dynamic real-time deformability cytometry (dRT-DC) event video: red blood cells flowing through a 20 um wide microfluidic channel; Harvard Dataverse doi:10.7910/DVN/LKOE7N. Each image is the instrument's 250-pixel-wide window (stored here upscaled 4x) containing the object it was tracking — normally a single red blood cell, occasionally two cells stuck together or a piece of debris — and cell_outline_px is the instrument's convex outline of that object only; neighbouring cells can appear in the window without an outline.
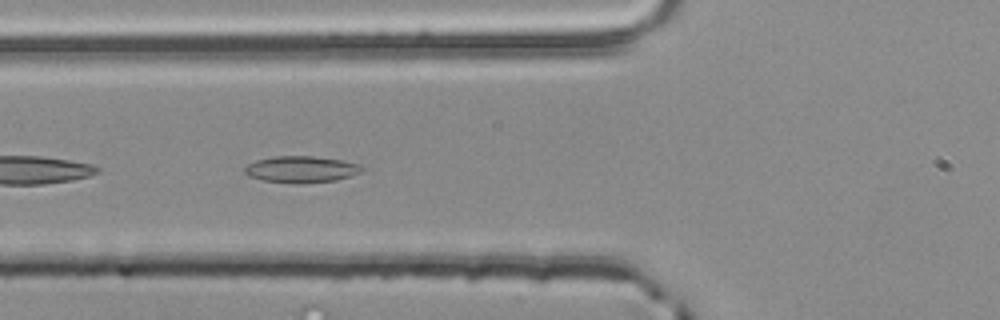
{"species": "common noctule bat (a hibernating species)", "species_latin": "Nyctalus noctula", "temperature_condition": "room temperature", "stored_images_in_passage": 38, "camera_frame_rate_fps": 3000, "um_per_image_px": 0.085, "animal": {"sex": "male", "body_mass_g": 20.4}, "frame": {"image": 1, "passage_image": 4, "time_ms": 1.0, "image_size_px": [1000, 320], "cell_outline_px": [[364, 168], [360, 172], [352, 176], [336, 180], [304, 184], [264, 180], [248, 176], [244, 172], [244, 168], [248, 164], [256, 160], [272, 156], [312, 156], [344, 160], [360, 164]], "centroid_in_image_um": [25.63, 14.39], "position_along_channel_um": 100.2, "area_um2": 18.26}}
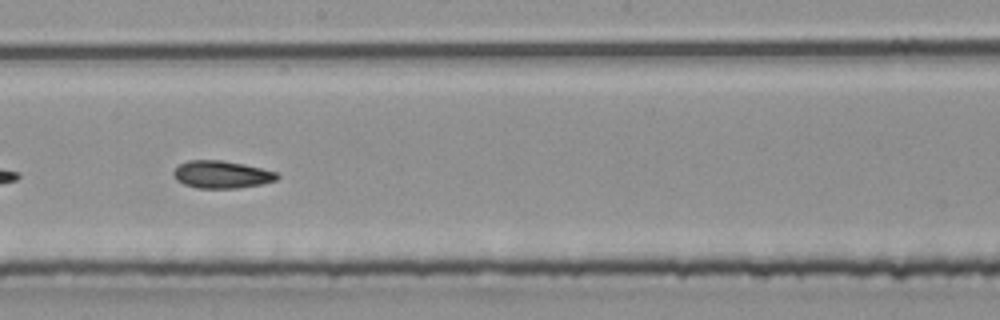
{"frame": {"image": 2, "passage_image": 14, "time_ms": 4.333, "image_size_px": [1000, 320], "cell_outline_px": [[280, 176], [276, 180], [264, 184], [240, 188], [196, 188], [184, 184], [176, 180], [172, 172], [180, 164], [188, 160], [220, 160], [244, 164], [276, 172]], "centroid_in_image_um": [18.84, 14.84], "position_along_channel_um": 229.4, "area_um2": 16.65}}
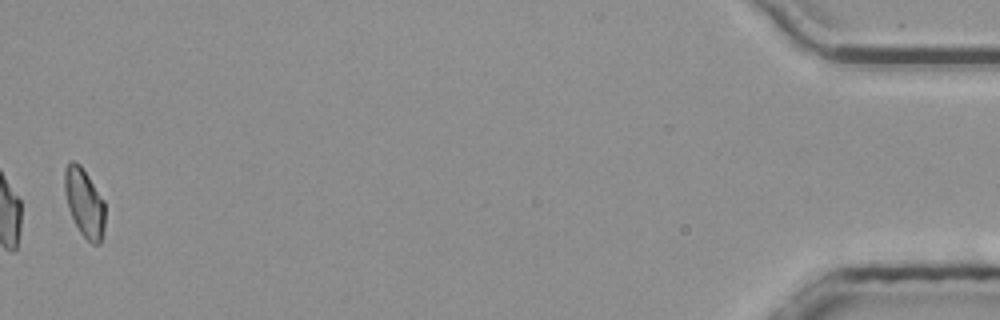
{"frame": {"image": 3, "passage_image": 37, "time_ms": 12.0, "image_size_px": [1000, 320], "cell_outline_px": [[104, 232], [100, 244], [92, 244], [80, 232], [68, 208], [64, 192], [64, 172], [68, 164], [72, 160], [80, 164], [104, 200]], "centroid_in_image_um": [7.17, 17.24], "position_along_channel_um": 428.0, "area_um2": 16.01}, "authors_computed_cell_mechanics": {"area_um2": 16.4152, "velocity_mm_per_s": 3.8682, "shape_relaxation_time_tau1_ms": null, "shape_relaxation_time_tau2_ms": 10.9077, "deformation_change_tau1": null, "deformation_change_tau2": 0.1832}}